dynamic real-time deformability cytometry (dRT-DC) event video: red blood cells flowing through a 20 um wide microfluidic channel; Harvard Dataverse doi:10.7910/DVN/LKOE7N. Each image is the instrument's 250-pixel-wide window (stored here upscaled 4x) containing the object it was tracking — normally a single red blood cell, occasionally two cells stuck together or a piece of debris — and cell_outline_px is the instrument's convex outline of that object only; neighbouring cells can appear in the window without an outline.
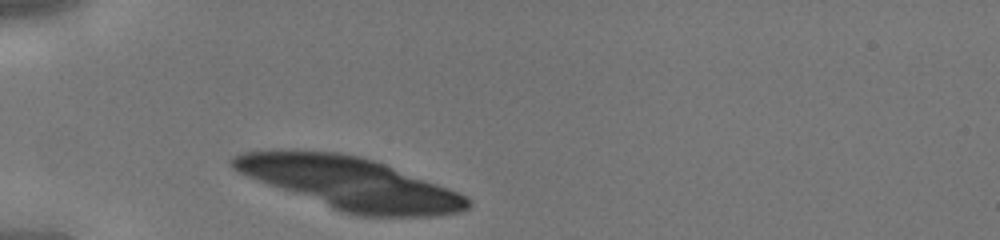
{"species": "human", "species_latin": "Homo sapiens", "temperature_condition": "cold", "stored_images_in_passage": 5, "camera_frame_rate_fps": 3000, "um_per_image_px": 0.085, "donor": {"sex": "male"}, "frame": {"image": 1, "passage_image": 1, "time_ms": 0.0, "image_size_px": [1000, 240], "cell_outline_px": [[472, 204], [468, 208], [460, 212], [440, 216], [356, 216], [340, 212], [268, 184], [248, 176], [232, 168], [228, 160], [232, 156], [240, 152], [272, 148], [280, 148], [340, 152], [360, 156], [384, 164], [448, 188], [472, 200]], "centroid_in_image_um": [29.68, 15.56], "position_along_channel_um": 55.3, "area_um2": 71.73}}